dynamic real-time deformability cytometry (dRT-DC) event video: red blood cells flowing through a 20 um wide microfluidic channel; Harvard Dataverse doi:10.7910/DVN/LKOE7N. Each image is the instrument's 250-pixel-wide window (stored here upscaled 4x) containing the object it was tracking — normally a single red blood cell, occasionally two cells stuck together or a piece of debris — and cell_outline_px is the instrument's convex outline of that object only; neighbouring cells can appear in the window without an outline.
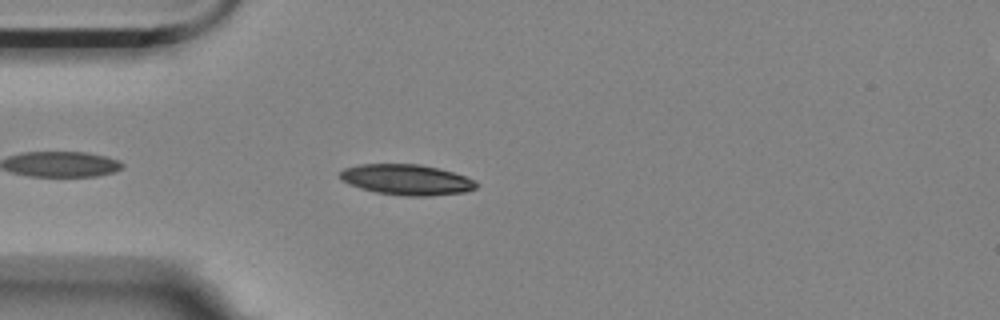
{"species": "Egyptian fruit bat (a non-hibernating species)", "species_latin": "Rousettus aegyptiacus", "temperature_condition": "room temperature", "stored_images_in_passage": 38, "camera_frame_rate_fps": 3000, "um_per_image_px": 0.085, "animal": {"sex": "female"}, "frame": {"image": 1, "passage_image": 4, "time_ms": 1.0, "image_size_px": [1000, 320], "cell_outline_px": [[480, 184], [476, 188], [464, 192], [428, 196], [408, 196], [376, 192], [360, 188], [340, 180], [340, 172], [344, 168], [360, 164], [420, 164], [452, 172], [464, 176]], "centroid_in_image_um": [34.54, 15.27], "position_along_channel_um": 50.5, "area_um2": 24.1}}
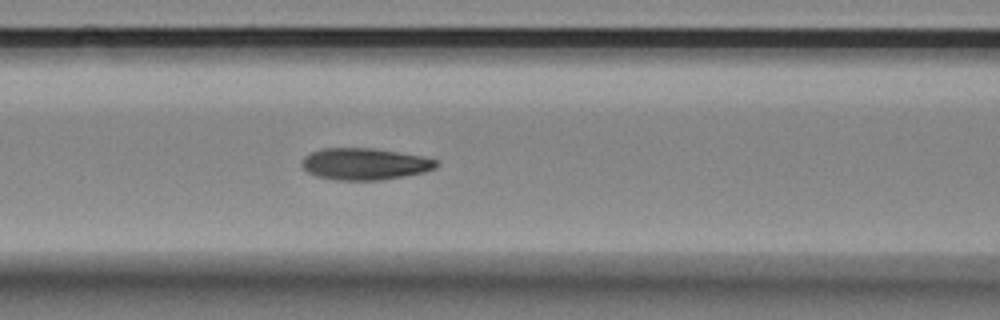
{"frame": {"image": 2, "passage_image": 12, "time_ms": 3.667, "image_size_px": [1000, 320], "cell_outline_px": [[440, 164], [436, 168], [424, 172], [404, 176], [380, 180], [336, 180], [316, 176], [308, 172], [300, 164], [304, 156], [312, 152], [324, 148], [376, 148], [420, 156], [436, 160]], "centroid_in_image_um": [30.99, 13.94], "position_along_channel_um": 135.6, "area_um2": 24.85}}
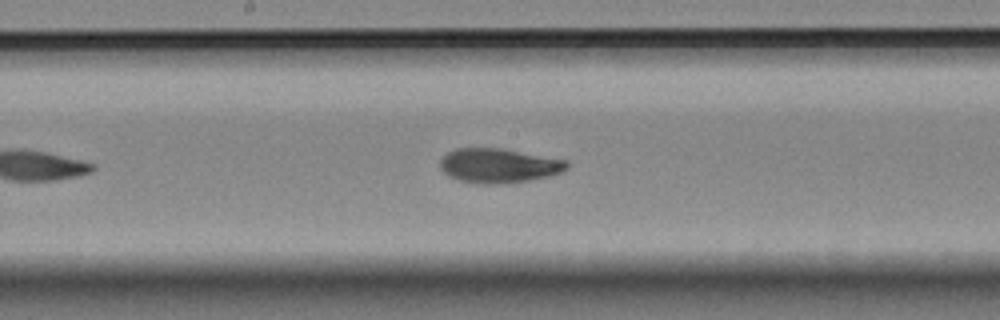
{"frame": {"image": 3, "passage_image": 18, "time_ms": 5.667, "image_size_px": [1000, 320], "cell_outline_px": [[568, 168], [560, 172], [548, 176], [528, 180], [496, 184], [480, 184], [460, 180], [448, 176], [440, 168], [440, 160], [448, 152], [456, 148], [500, 148], [568, 160]], "centroid_in_image_um": [42.38, 14.07], "position_along_channel_um": 205.8, "area_um2": 25.26}, "authors_computed_cell_mechanics": {"area_um2": 23.409, "velocity_mm_per_s": 3.5387, "shape_relaxation_time_tau1_ms": 6.1346, "shape_relaxation_time_tau2_ms": 1.6747, "deformation_change_tau1": 0.1898, "deformation_change_tau2": 0.0743}}